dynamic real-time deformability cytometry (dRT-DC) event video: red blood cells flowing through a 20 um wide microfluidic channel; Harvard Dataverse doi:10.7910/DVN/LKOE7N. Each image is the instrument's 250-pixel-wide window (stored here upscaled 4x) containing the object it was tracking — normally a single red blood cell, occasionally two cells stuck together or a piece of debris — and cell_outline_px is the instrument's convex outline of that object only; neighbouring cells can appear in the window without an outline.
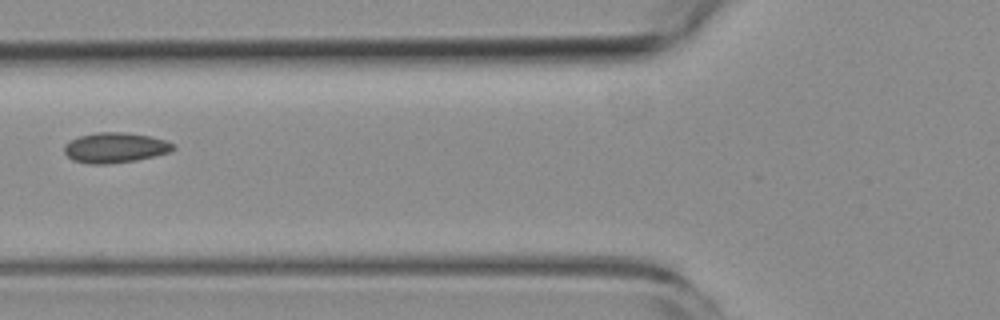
{"species": "common noctule bat (a hibernating species)", "species_latin": "Nyctalus noctula", "temperature_condition": "room temperature", "stored_images_in_passage": 11, "camera_frame_rate_fps": 3000, "um_per_image_px": 0.085, "animal": {"sex": "female", "body_mass_g": 19.3, "forearm_length_mm": 54.1}, "frame": {"image": 1, "passage_image": 2, "time_ms": 1.333, "image_size_px": [1000, 320], "cell_outline_px": [[176, 148], [168, 152], [136, 160], [108, 164], [88, 164], [72, 160], [64, 152], [64, 144], [80, 136], [96, 132], [124, 132], [152, 136], [176, 144]], "centroid_in_image_um": [9.78, 12.55], "position_along_channel_um": 116.0, "area_um2": 19.19}}
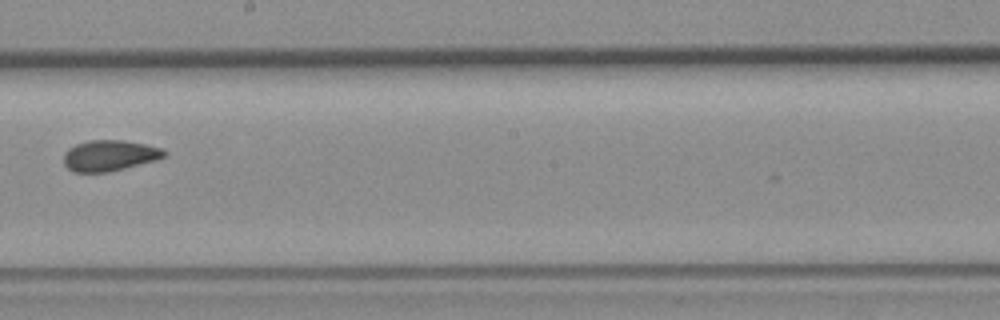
{"frame": {"image": 2, "passage_image": 5, "time_ms": 4.667, "image_size_px": [1000, 320], "cell_outline_px": [[168, 156], [156, 160], [108, 172], [72, 172], [64, 164], [64, 152], [68, 148], [76, 144], [88, 140], [124, 140], [164, 148], [168, 152]], "centroid_in_image_um": [9.33, 13.21], "position_along_channel_um": 238.9, "area_um2": 18.26}}
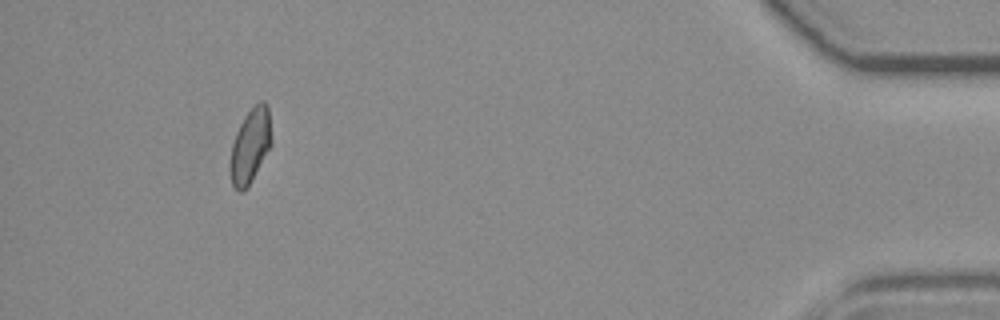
{"frame": {"image": 3, "passage_image": 10, "time_ms": 11.333, "image_size_px": [1000, 320], "cell_outline_px": [[272, 144], [248, 184], [240, 192], [232, 184], [228, 168], [232, 144], [236, 132], [244, 116], [260, 100], [264, 100], [268, 104], [272, 140]], "centroid_in_image_um": [21.26, 12.33], "position_along_channel_um": 413.9, "area_um2": 17.74}}